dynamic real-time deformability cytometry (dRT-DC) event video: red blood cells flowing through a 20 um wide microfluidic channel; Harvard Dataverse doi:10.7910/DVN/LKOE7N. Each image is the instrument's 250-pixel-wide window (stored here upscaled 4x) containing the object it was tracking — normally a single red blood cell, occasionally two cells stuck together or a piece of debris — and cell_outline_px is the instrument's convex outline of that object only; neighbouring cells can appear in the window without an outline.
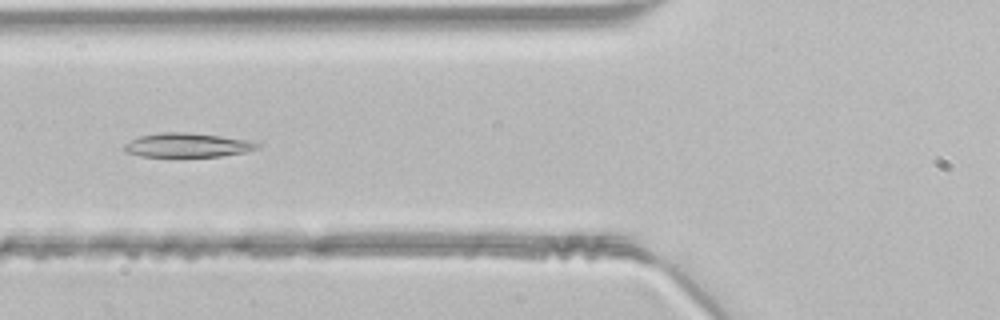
{"species": "common noctule bat (a hibernating species)", "species_latin": "Nyctalus noctula", "temperature_condition": "room temperature", "stored_images_in_passage": 34, "camera_frame_rate_fps": 3000, "um_per_image_px": 0.085, "animal": {"sex": "male", "body_mass_g": 21.5, "forearm_length_mm": 52.0}, "frame": {"image": 1, "passage_image": 5, "time_ms": 1.333, "image_size_px": [1000, 320], "cell_outline_px": [[260, 148], [248, 152], [220, 156], [140, 156], [124, 152], [124, 144], [140, 136], [160, 132], [184, 132], [220, 136], [248, 140], [260, 144]], "centroid_in_image_um": [15.94, 12.34], "position_along_channel_um": 109.9, "area_um2": 18.61}}
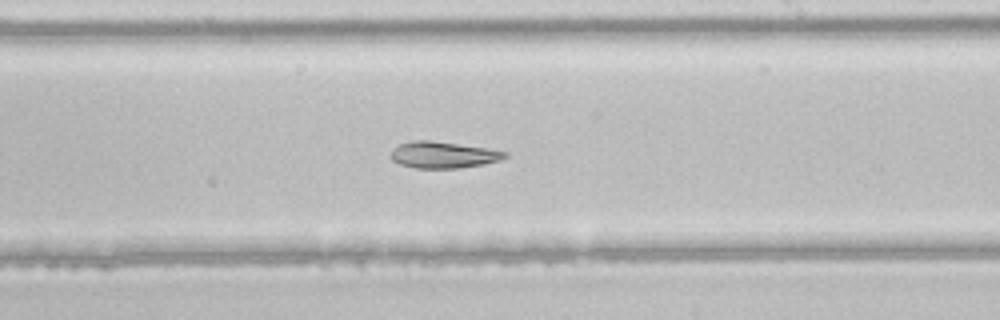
{"frame": {"image": 2, "passage_image": 15, "time_ms": 4.667, "image_size_px": [1000, 320], "cell_outline_px": [[508, 156], [500, 160], [484, 164], [460, 168], [416, 168], [400, 164], [392, 160], [392, 148], [400, 144], [412, 140], [428, 140], [484, 148], [508, 152]], "centroid_in_image_um": [37.66, 13.17], "position_along_channel_um": 251.3, "area_um2": 17.4}}
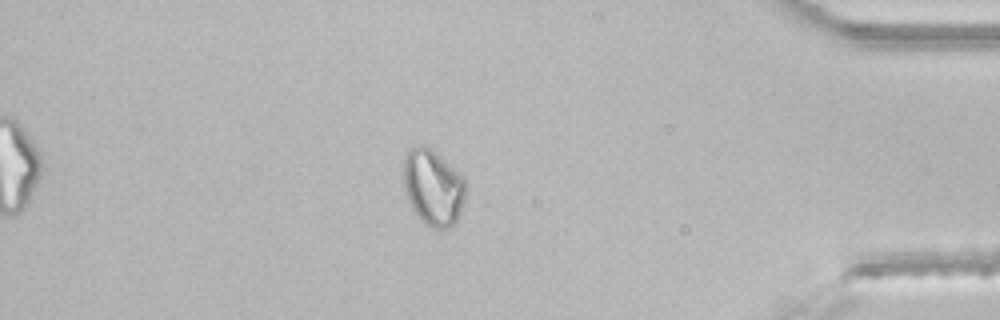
{"frame": {"image": 3, "passage_image": 28, "time_ms": 9.0, "image_size_px": [1000, 320], "cell_outline_px": [[468, 188], [460, 212], [456, 220], [448, 228], [436, 228], [428, 224], [412, 208], [408, 200], [404, 188], [404, 152], [408, 148], [432, 148], [464, 176]], "centroid_in_image_um": [36.85, 15.89], "position_along_channel_um": 398.4, "area_um2": 27.34}}